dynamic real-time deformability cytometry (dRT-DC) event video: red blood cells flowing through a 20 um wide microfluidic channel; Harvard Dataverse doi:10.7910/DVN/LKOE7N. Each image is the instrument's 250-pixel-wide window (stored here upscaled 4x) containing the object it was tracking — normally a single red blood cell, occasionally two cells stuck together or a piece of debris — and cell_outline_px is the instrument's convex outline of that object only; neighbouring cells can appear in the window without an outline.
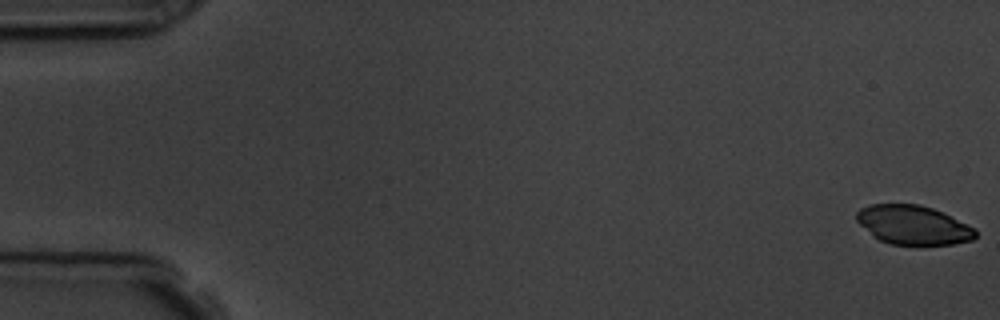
{"species": "common noctule bat (a hibernating species)", "species_latin": "Nyctalus noctula", "temperature_condition": "room temperature", "stored_images_in_passage": 6, "camera_frame_rate_fps": 3000, "um_per_image_px": 0.085, "animal": {"sex": "male", "body_mass_g": 19.5, "forearm_length_mm": 54.6}, "frame": {"image": 1, "passage_image": 1, "time_ms": 0.0, "image_size_px": [1000, 320], "cell_outline_px": [[976, 236], [972, 240], [952, 244], [916, 248], [892, 244], [880, 240], [872, 236], [856, 220], [856, 212], [860, 208], [868, 204], [920, 204], [932, 208], [976, 228]], "centroid_in_image_um": [77.61, 19.17], "position_along_channel_um": 7.4, "area_um2": 27.8}}